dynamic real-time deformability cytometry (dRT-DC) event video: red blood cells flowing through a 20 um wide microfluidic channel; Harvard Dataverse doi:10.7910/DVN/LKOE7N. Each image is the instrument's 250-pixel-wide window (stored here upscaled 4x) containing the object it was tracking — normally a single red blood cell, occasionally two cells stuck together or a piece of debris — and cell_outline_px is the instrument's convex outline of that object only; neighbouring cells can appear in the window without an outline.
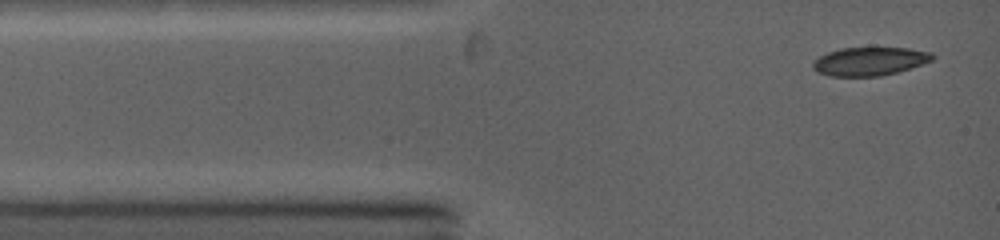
{"species": "common noctule bat (a hibernating species)", "species_latin": "Nyctalus noctula", "temperature_condition": "warm", "stored_images_in_passage": 31, "camera_frame_rate_fps": 5000, "um_per_image_px": 0.085, "animal": {"sex": "female", "body_mass_g": 19.0, "forearm_length_mm": 53.3}, "frame": {"image": 1, "passage_image": 1, "time_ms": 0.0, "image_size_px": [1000, 240], "cell_outline_px": [[936, 56], [932, 60], [896, 72], [880, 76], [828, 76], [816, 72], [812, 68], [812, 64], [820, 56], [828, 52], [840, 48], [908, 48], [932, 52]], "centroid_in_image_um": [73.9, 5.21], "position_along_channel_um": 11.1, "area_um2": 19.65}}
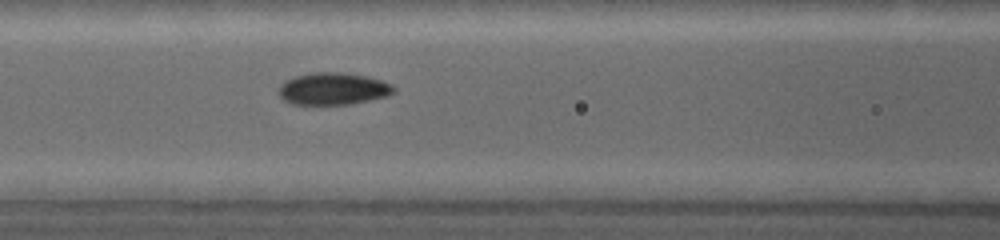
{"frame": {"image": 2, "passage_image": 9, "time_ms": 4.0, "image_size_px": [1000, 240], "cell_outline_px": [[396, 88], [388, 96], [352, 104], [292, 104], [284, 100], [280, 96], [280, 84], [296, 76], [312, 72], [336, 72], [364, 76], [380, 80], [392, 84]], "centroid_in_image_um": [28.33, 7.55], "position_along_channel_um": 138.3, "area_um2": 21.27}}
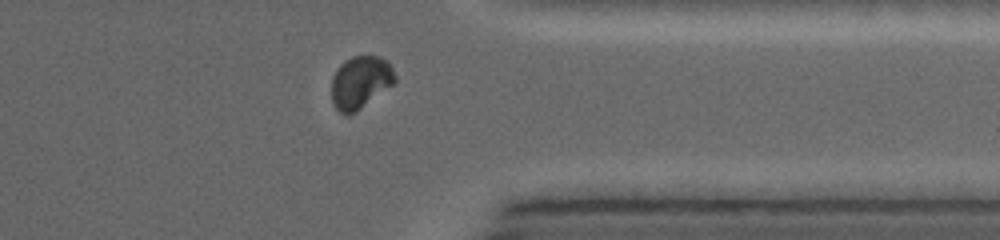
{"frame": {"image": 3, "passage_image": 25, "time_ms": 9.8, "image_size_px": [1000, 240], "cell_outline_px": [[396, 80], [392, 84], [356, 112], [348, 116], [340, 112], [332, 104], [332, 76], [340, 64], [352, 56], [380, 56], [388, 60], [396, 76]], "centroid_in_image_um": [30.62, 6.99], "position_along_channel_um": 380.8, "area_um2": 19.42}, "authors_computed_cell_mechanics": {"area_um2": 20.1722, "velocity_mm_per_s": 4.2545, "shape_relaxation_time_tau1_ms": 3.5701, "shape_relaxation_time_tau2_ms": null, "deformation_change_tau1": 0.1383, "deformation_change_tau2": null}}